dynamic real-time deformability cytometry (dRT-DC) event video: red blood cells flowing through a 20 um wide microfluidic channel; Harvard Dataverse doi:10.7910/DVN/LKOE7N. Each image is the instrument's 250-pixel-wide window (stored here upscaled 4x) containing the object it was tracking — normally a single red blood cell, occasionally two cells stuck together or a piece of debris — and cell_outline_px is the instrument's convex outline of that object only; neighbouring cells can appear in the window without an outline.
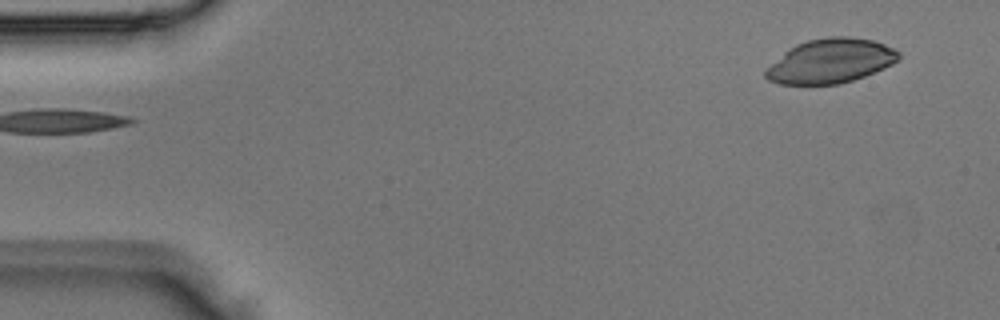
{"species": "Egyptian fruit bat (a non-hibernating species)", "species_latin": "Rousettus aegyptiacus", "temperature_condition": "room temperature", "stored_images_in_passage": 5, "camera_frame_rate_fps": 3000, "um_per_image_px": 0.085, "animal": {"sex": "male"}, "frame": {"image": 1, "passage_image": 5, "time_ms": 1.333, "image_size_px": [1000, 320], "cell_outline_px": [[900, 60], [884, 68], [864, 76], [840, 84], [780, 84], [768, 80], [764, 76], [764, 68], [784, 52], [796, 44], [808, 40], [828, 36], [848, 36], [872, 40], [884, 44], [900, 52]], "centroid_in_image_um": [70.57, 5.18], "position_along_channel_um": 14.4, "area_um2": 34.51}}